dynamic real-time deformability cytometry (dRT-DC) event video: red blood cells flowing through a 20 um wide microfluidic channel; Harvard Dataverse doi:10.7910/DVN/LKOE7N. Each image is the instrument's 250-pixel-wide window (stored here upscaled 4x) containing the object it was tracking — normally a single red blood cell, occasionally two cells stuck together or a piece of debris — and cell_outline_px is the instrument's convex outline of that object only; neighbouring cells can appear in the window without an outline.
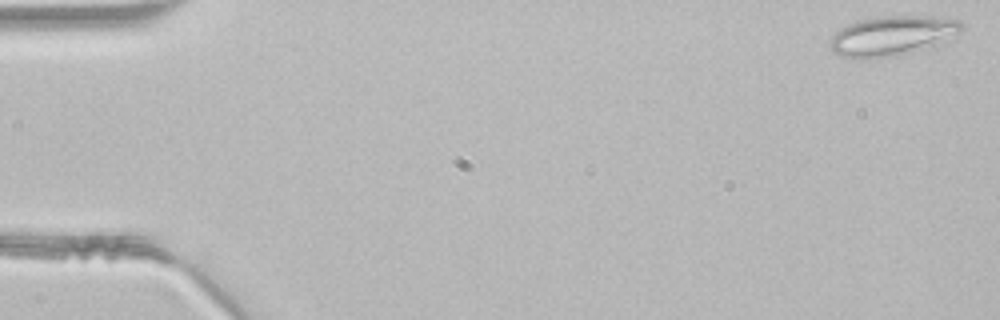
{"species": "common noctule bat (a hibernating species)", "species_latin": "Nyctalus noctula", "temperature_condition": "room temperature", "stored_images_in_passage": 46, "camera_frame_rate_fps": 3000, "um_per_image_px": 0.085, "animal": {"sex": "male", "body_mass_g": 21.5, "forearm_length_mm": 52.0}, "frame": {"image": 1, "passage_image": 1, "time_ms": 0.0, "image_size_px": [1000, 320], "cell_outline_px": [[964, 28], [960, 32], [936, 48], [896, 56], [860, 60], [840, 56], [832, 52], [828, 48], [828, 44], [832, 36], [840, 28], [848, 24], [860, 20], [876, 16], [932, 16], [960, 20], [964, 24]], "centroid_in_image_um": [75.87, 3.07], "position_along_channel_um": 9.1, "area_um2": 31.62}}
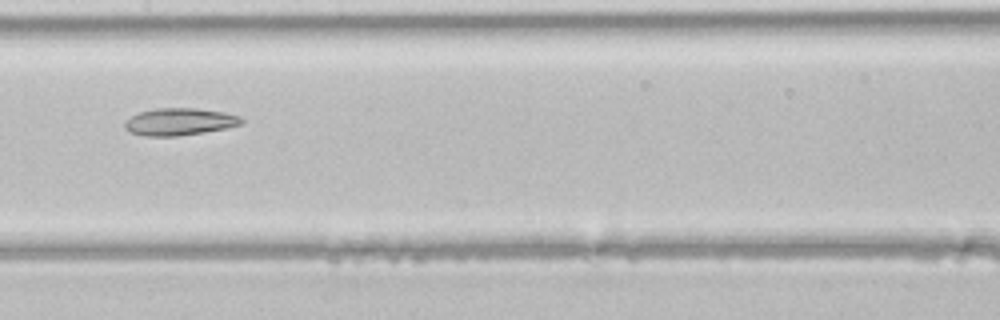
{"frame": {"image": 2, "passage_image": 23, "time_ms": 7.333, "image_size_px": [1000, 320], "cell_outline_px": [[244, 124], [228, 128], [204, 132], [176, 136], [144, 136], [132, 132], [124, 128], [124, 124], [132, 116], [140, 112], [156, 108], [196, 108], [224, 112], [240, 116], [244, 120]], "centroid_in_image_um": [15.32, 10.35], "position_along_channel_um": 192.1, "area_um2": 18.5}}
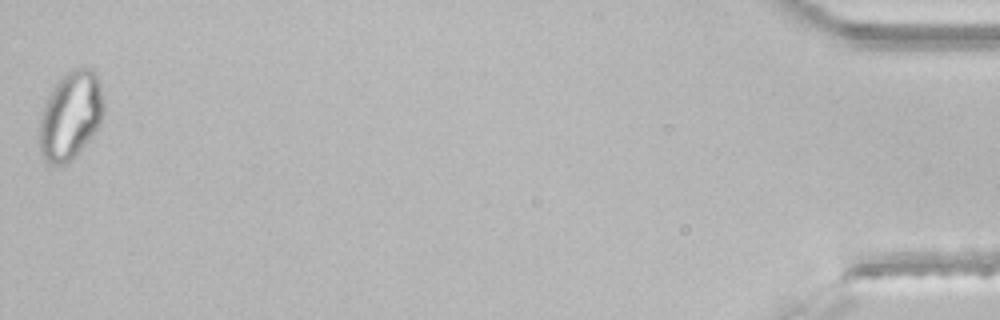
{"frame": {"image": 3, "passage_image": 46, "time_ms": 15.0, "image_size_px": [1000, 320], "cell_outline_px": [[104, 112], [100, 124], [92, 136], [76, 156], [72, 160], [64, 164], [48, 164], [44, 160], [40, 152], [40, 120], [44, 104], [48, 96], [56, 84], [68, 72], [76, 68], [92, 68], [96, 72], [100, 84], [104, 100]], "centroid_in_image_um": [6.02, 9.84], "position_along_channel_um": 429.2, "area_um2": 32.95}}